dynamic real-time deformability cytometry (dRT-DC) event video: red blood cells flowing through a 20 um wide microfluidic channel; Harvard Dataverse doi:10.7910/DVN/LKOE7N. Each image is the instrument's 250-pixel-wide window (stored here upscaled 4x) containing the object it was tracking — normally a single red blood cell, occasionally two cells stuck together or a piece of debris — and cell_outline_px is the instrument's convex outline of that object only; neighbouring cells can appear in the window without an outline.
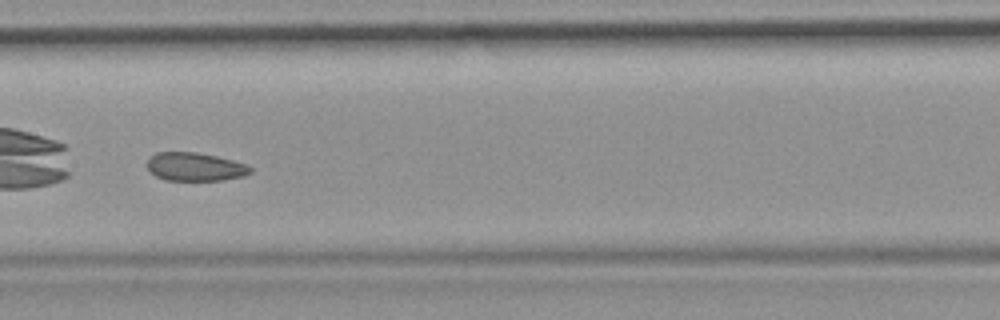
{"species": "common noctule bat (a hibernating species)", "species_latin": "Nyctalus noctula", "temperature_condition": "room temperature", "stored_images_in_passage": 32, "camera_frame_rate_fps": 3000, "um_per_image_px": 0.085, "animal": {"sex": "female", "body_mass_g": 19.9}, "frame": {"image": 1, "passage_image": 10, "time_ms": 3.0, "image_size_px": [1000, 320], "cell_outline_px": [[252, 172], [244, 176], [224, 180], [164, 180], [148, 172], [148, 156], [156, 152], [196, 152], [216, 156], [248, 164], [252, 168]], "centroid_in_image_um": [16.57, 14.17], "position_along_channel_um": 190.8, "area_um2": 17.28}}